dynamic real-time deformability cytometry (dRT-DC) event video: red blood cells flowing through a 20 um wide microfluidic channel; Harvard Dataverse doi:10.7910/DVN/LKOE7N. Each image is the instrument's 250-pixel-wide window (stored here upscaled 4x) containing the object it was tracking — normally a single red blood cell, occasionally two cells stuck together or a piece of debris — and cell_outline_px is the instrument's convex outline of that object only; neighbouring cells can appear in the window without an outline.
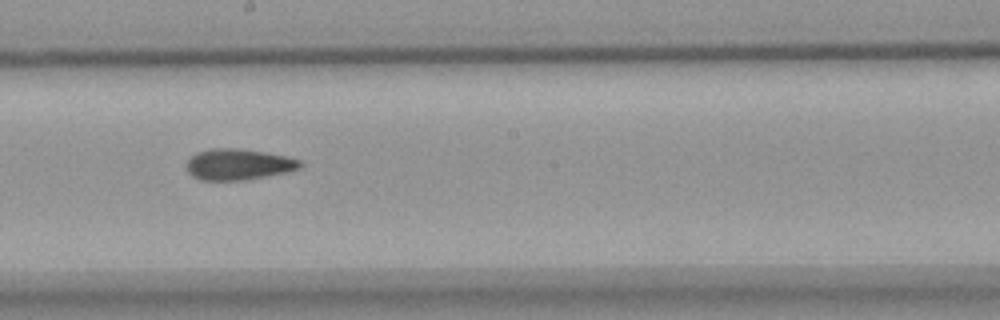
{"species": "common noctule bat (a hibernating species)", "species_latin": "Nyctalus noctula", "temperature_condition": "warm", "stored_images_in_passage": 12, "camera_frame_rate_fps": 3000, "um_per_image_px": 0.085, "animal": {"sex": "female", "body_mass_g": 18.4}, "frame": {"image": 1, "passage_image": 6, "time_ms": 6.667, "image_size_px": [1000, 320], "cell_outline_px": [[304, 164], [300, 168], [288, 172], [268, 176], [244, 180], [200, 180], [192, 176], [188, 172], [184, 164], [196, 152], [208, 148], [240, 148], [288, 156], [300, 160]], "centroid_in_image_um": [20.26, 13.97], "position_along_channel_um": 227.9, "area_um2": 20.92}}
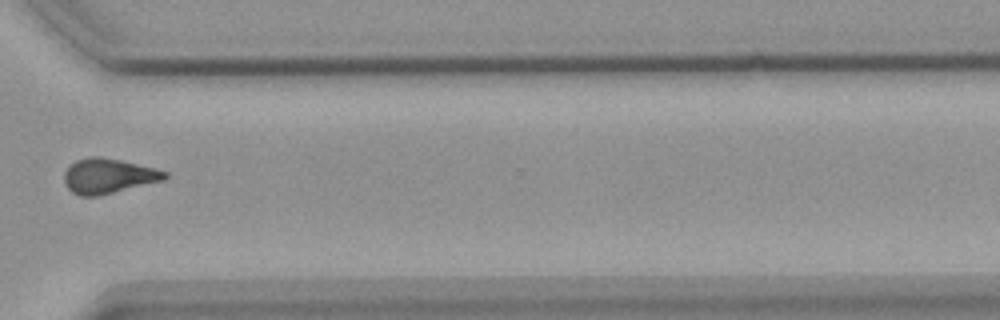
{"frame": {"image": 2, "passage_image": 9, "time_ms": 10.333, "image_size_px": [1000, 320], "cell_outline_px": [[168, 176], [164, 180], [96, 196], [80, 196], [72, 192], [64, 184], [64, 172], [68, 164], [76, 160], [88, 156], [100, 156], [120, 160], [156, 168], [168, 172]], "centroid_in_image_um": [9.17, 14.94], "position_along_channel_um": 361.4, "area_um2": 20.58}}
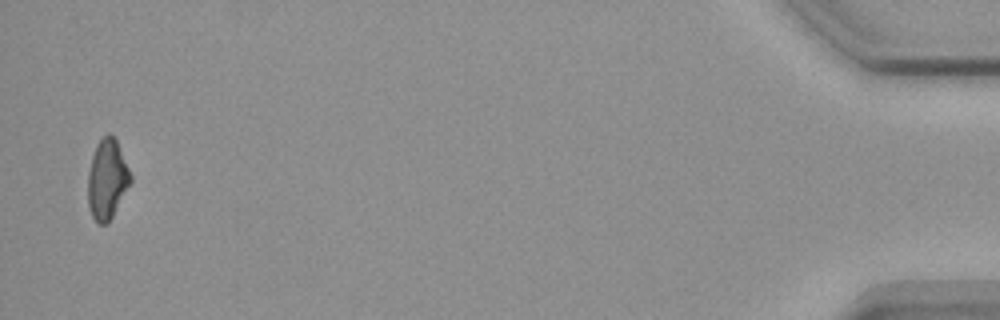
{"frame": {"image": 3, "passage_image": 12, "time_ms": 14.667, "image_size_px": [1000, 320], "cell_outline_px": [[132, 180], [112, 216], [104, 224], [100, 224], [92, 216], [88, 204], [88, 172], [92, 156], [96, 144], [108, 132], [116, 140], [132, 176]], "centroid_in_image_um": [9.1, 15.22], "position_along_channel_um": 426.1, "area_um2": 19.42}, "authors_computed_cell_mechanics": {"area_um2": 19.3919, "velocity_mm_per_s": 2.4979, "shape_relaxation_time_tau1_ms": 7.8246, "shape_relaxation_time_tau2_ms": 5.3012, "deformation_change_tau1": 0.1488, "deformation_change_tau2": 0.1192}}